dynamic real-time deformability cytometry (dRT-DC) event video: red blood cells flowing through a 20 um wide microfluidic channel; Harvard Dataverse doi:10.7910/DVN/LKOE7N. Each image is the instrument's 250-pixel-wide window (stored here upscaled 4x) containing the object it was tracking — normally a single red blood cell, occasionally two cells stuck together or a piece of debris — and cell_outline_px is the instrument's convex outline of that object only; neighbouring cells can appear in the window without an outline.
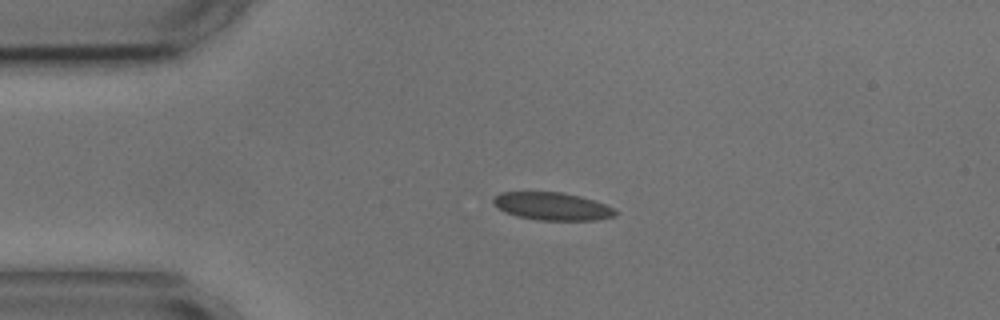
{"species": "common noctule bat (a hibernating species)", "species_latin": "Nyctalus noctula", "temperature_condition": "cold", "stored_images_in_passage": 2, "camera_frame_rate_fps": 3000, "um_per_image_px": 0.085, "animal": {"sex": "male", "body_mass_g": 17.9, "forearm_length_mm": 54.2}, "frame": {"image": 1, "passage_image": 1, "time_ms": 0.0, "image_size_px": [1000, 320], "cell_outline_px": [[620, 212], [616, 216], [596, 220], [536, 220], [516, 216], [504, 212], [496, 208], [492, 204], [492, 196], [500, 192], [564, 192], [596, 200]], "centroid_in_image_um": [46.9, 17.53], "position_along_channel_um": 38.1, "area_um2": 20.17}}